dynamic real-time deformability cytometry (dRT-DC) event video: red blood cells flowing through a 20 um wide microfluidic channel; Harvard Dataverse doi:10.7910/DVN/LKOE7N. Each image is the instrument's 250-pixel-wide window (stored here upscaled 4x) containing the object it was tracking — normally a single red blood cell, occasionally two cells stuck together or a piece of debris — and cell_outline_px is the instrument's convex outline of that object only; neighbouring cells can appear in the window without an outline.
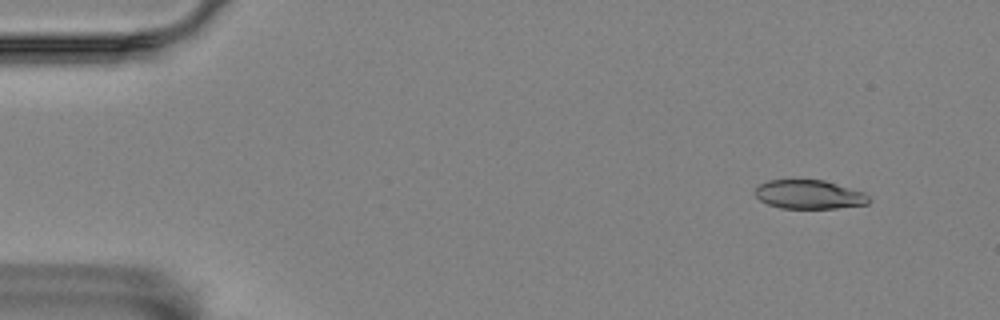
{"species": "Egyptian fruit bat (a non-hibernating species)", "species_latin": "Rousettus aegyptiacus", "temperature_condition": "room temperature", "stored_images_in_passage": 4, "camera_frame_rate_fps": 3000, "um_per_image_px": 0.085, "animal": {"sex": "female"}, "frame": {"image": 1, "passage_image": 1, "time_ms": 0.0, "image_size_px": [1000, 320], "cell_outline_px": [[872, 200], [868, 204], [836, 208], [780, 208], [768, 204], [760, 200], [756, 196], [756, 184], [768, 180], [824, 180], [864, 192]], "centroid_in_image_um": [68.78, 16.53], "position_along_channel_um": 16.2, "area_um2": 19.19}}
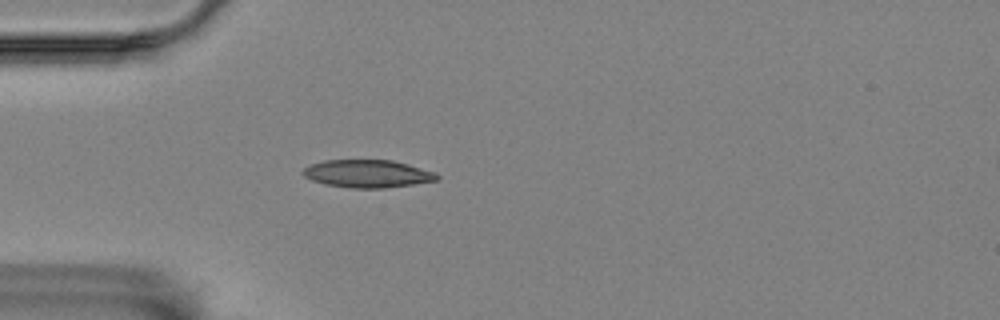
{"frame": {"image": 2, "passage_image": 4, "time_ms": 1.0, "image_size_px": [1000, 320], "cell_outline_px": [[440, 176], [436, 180], [412, 184], [384, 188], [352, 188], [324, 184], [312, 180], [304, 176], [300, 172], [304, 168], [312, 164], [324, 160], [392, 160], [408, 164], [436, 172]], "centroid_in_image_um": [31.23, 14.76], "position_along_channel_um": 53.8, "area_um2": 21.62}}